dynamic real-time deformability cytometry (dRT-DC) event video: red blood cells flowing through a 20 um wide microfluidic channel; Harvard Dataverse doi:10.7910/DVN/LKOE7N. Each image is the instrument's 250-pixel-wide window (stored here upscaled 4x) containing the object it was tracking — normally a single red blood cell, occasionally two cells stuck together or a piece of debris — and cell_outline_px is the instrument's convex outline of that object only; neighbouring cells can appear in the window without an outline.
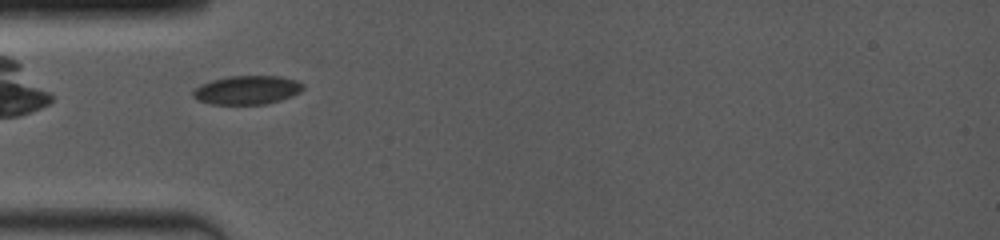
{"species": "common noctule bat (a hibernating species)", "species_latin": "Nyctalus noctula", "temperature_condition": "room temperature", "stored_images_in_passage": 2, "camera_frame_rate_fps": 4000, "um_per_image_px": 0.085, "animal": {"sex": "female", "body_mass_g": 19.0, "forearm_length_mm": 53.3}, "frame": {"image": 1, "passage_image": 1, "time_ms": 0.0, "image_size_px": [1000, 240], "cell_outline_px": [[304, 88], [300, 92], [292, 96], [280, 100], [264, 104], [212, 104], [196, 100], [192, 96], [192, 92], [200, 84], [212, 80], [228, 76], [280, 76], [296, 80], [304, 84]], "centroid_in_image_um": [21.0, 7.65], "position_along_channel_um": 64.0, "area_um2": 18.5}}
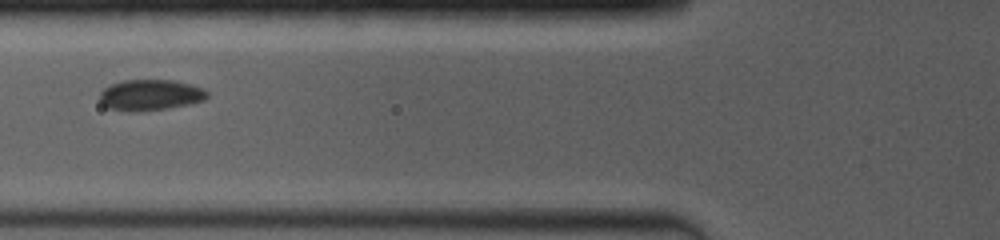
{"frame": {"image": 2, "passage_image": 2, "time_ms": 1.25, "image_size_px": [1000, 240], "cell_outline_px": [[208, 96], [204, 100], [188, 104], [168, 108], [140, 112], [128, 112], [108, 108], [100, 100], [100, 92], [104, 88], [112, 84], [124, 80], [172, 80], [192, 84], [204, 88], [208, 92]], "centroid_in_image_um": [12.79, 8.08], "position_along_channel_um": 113.0, "area_um2": 19.48}}